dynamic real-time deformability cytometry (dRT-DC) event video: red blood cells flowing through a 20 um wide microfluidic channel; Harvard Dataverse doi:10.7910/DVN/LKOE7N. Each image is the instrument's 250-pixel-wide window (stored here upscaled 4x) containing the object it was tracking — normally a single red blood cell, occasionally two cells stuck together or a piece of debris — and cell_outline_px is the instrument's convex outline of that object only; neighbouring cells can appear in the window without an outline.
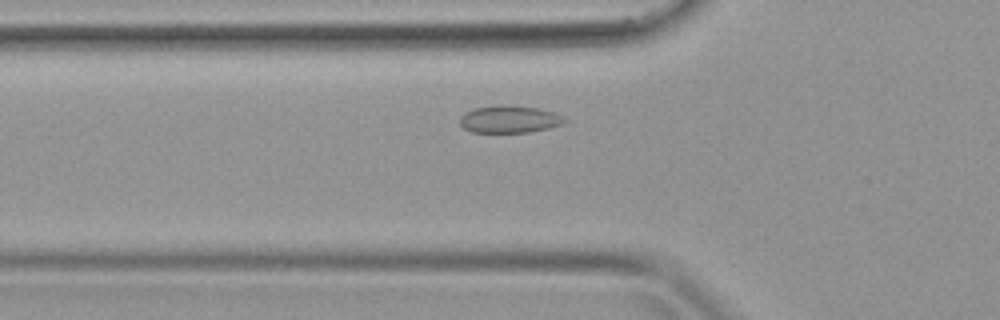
{"species": "common noctule bat (a hibernating species)", "species_latin": "Nyctalus noctula", "temperature_condition": "warm", "stored_images_in_passage": 33, "camera_frame_rate_fps": 3000, "um_per_image_px": 0.085, "animal": {"sex": "female", "body_mass_g": 19.9}, "frame": {"image": 1, "passage_image": 7, "time_ms": 2.0, "image_size_px": [1000, 320], "cell_outline_px": [[568, 120], [560, 124], [548, 128], [528, 132], [472, 132], [464, 128], [460, 124], [460, 116], [464, 112], [472, 108], [504, 104], [508, 104], [536, 108], [552, 112]], "centroid_in_image_um": [43.23, 10.12], "position_along_channel_um": 82.6, "area_um2": 16.59}}
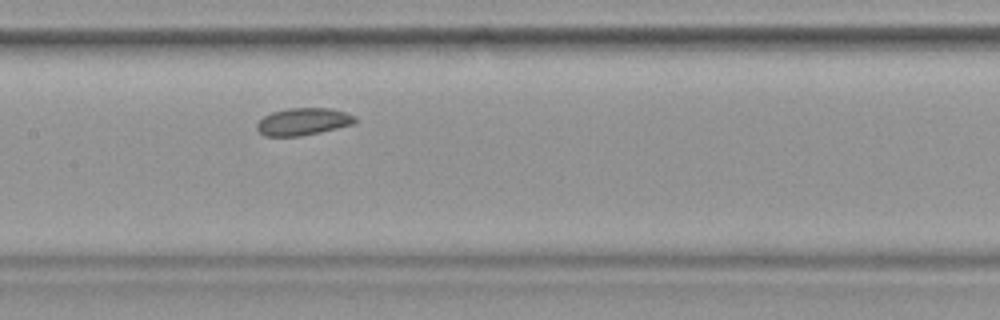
{"frame": {"image": 2, "passage_image": 13, "time_ms": 4.0, "image_size_px": [1000, 320], "cell_outline_px": [[356, 124], [320, 132], [300, 136], [264, 136], [256, 128], [256, 124], [264, 116], [272, 112], [288, 108], [328, 108], [344, 112], [356, 116]], "centroid_in_image_um": [25.78, 10.34], "position_along_channel_um": 181.6, "area_um2": 15.61}}
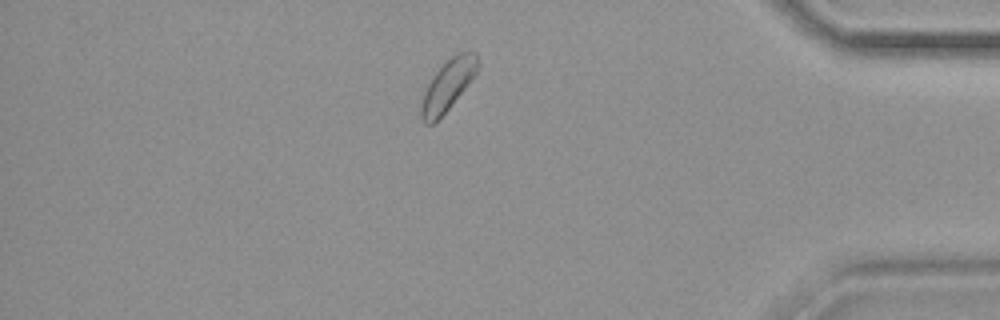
{"frame": {"image": 3, "passage_image": 28, "time_ms": 9.0, "image_size_px": [1000, 320], "cell_outline_px": [[480, 64], [476, 72], [464, 88], [448, 108], [432, 124], [424, 124], [420, 116], [420, 104], [424, 92], [432, 76], [456, 52], [476, 52], [480, 60]], "centroid_in_image_um": [38.05, 7.22], "position_along_channel_um": 397.1, "area_um2": 16.36}}